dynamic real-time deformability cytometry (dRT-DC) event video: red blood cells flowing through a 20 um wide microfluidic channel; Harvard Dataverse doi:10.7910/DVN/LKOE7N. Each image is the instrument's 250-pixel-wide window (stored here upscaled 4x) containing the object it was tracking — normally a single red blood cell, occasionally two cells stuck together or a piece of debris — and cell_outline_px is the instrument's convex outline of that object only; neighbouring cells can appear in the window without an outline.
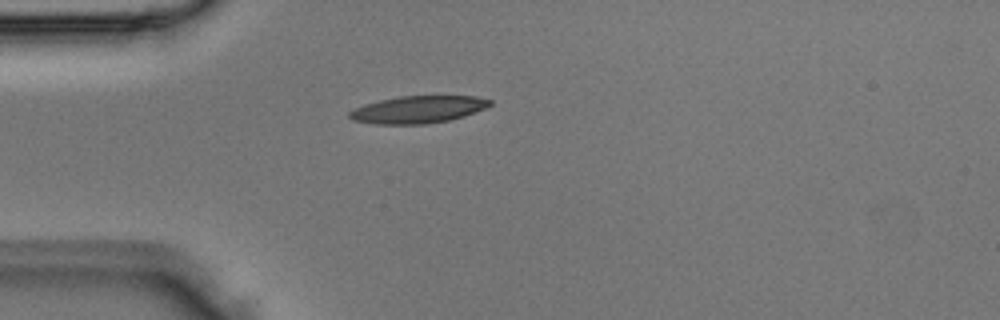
{"species": "Egyptian fruit bat (a non-hibernating species)", "species_latin": "Rousettus aegyptiacus", "temperature_condition": "room temperature", "stored_images_in_passage": 1, "camera_frame_rate_fps": 3000, "um_per_image_px": 0.085, "animal": {"sex": "male"}, "frame": {"image": 1, "passage_image": 1, "time_ms": 0.0, "image_size_px": [1000, 320], "cell_outline_px": [[492, 104], [484, 108], [464, 116], [448, 120], [424, 124], [376, 124], [352, 120], [348, 116], [348, 112], [364, 104], [380, 100], [400, 96], [476, 96], [492, 100]], "centroid_in_image_um": [35.52, 9.3], "position_along_channel_um": 49.5, "area_um2": 22.2}}